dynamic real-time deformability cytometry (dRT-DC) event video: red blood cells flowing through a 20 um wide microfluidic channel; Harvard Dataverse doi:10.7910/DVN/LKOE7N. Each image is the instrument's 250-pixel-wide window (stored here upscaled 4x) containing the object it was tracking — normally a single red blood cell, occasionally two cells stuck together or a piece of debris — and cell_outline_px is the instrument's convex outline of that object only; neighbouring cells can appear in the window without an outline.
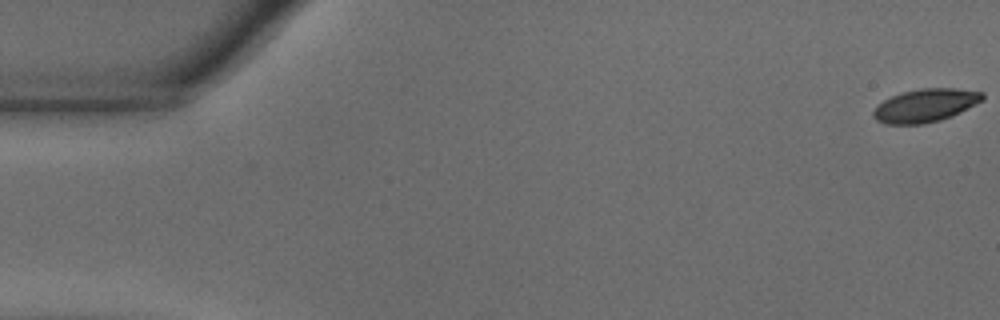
{"species": "common noctule bat (a hibernating species)", "species_latin": "Nyctalus noctula", "temperature_condition": "warm", "stored_images_in_passage": 54, "camera_frame_rate_fps": 3000, "um_per_image_px": 0.085, "animal": {"sex": "male", "body_mass_g": 18.8}, "frame": {"image": 1, "passage_image": 1, "time_ms": 0.0, "image_size_px": [1000, 320], "cell_outline_px": [[984, 100], [952, 116], [940, 120], [924, 124], [884, 124], [876, 120], [872, 116], [872, 112], [884, 100], [900, 92], [920, 88], [956, 88], [984, 92]], "centroid_in_image_um": [78.67, 8.96], "position_along_channel_um": 6.3, "area_um2": 21.21}}
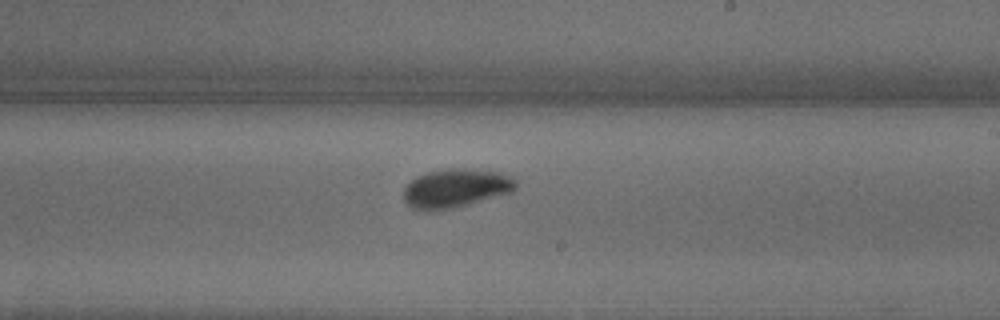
{"frame": {"image": 2, "passage_image": 33, "time_ms": 10.667, "image_size_px": [1000, 320], "cell_outline_px": [[516, 188], [512, 192], [468, 204], [452, 208], [424, 212], [412, 208], [404, 204], [404, 188], [416, 176], [428, 172], [448, 168], [456, 168], [500, 172], [512, 176], [516, 180]], "centroid_in_image_um": [38.71, 16.01], "position_along_channel_um": 250.3, "area_um2": 25.43}}
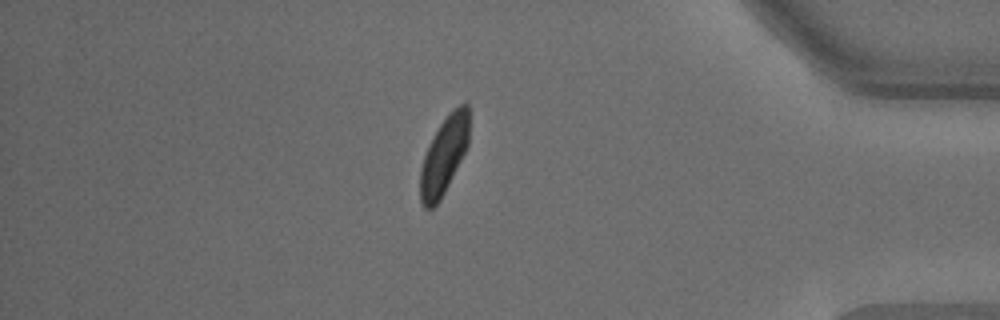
{"frame": {"image": 3, "passage_image": 48, "time_ms": 15.667, "image_size_px": [1000, 320], "cell_outline_px": [[468, 144], [440, 200], [432, 208], [424, 208], [420, 204], [420, 168], [428, 144], [440, 124], [448, 112], [452, 108], [460, 104], [468, 104]], "centroid_in_image_um": [37.7, 13.21], "position_along_channel_um": 397.5, "area_um2": 21.79}}